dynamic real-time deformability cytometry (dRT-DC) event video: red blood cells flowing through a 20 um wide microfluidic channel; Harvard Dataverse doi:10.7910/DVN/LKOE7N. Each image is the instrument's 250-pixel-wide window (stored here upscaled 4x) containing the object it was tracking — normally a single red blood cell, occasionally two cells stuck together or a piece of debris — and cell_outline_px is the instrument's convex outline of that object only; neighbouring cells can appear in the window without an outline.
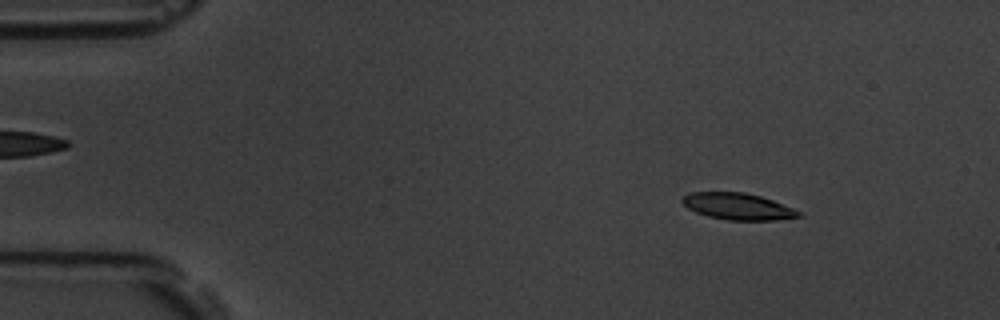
{"species": "common noctule bat (a hibernating species)", "species_latin": "Nyctalus noctula", "temperature_condition": "room temperature", "stored_images_in_passage": 57, "camera_frame_rate_fps": 3000, "um_per_image_px": 0.085, "animal": {"sex": "male", "body_mass_g": 19.5, "forearm_length_mm": 54.6}, "frame": {"image": 1, "passage_image": 7, "time_ms": 2.0, "image_size_px": [1000, 320], "cell_outline_px": [[804, 216], [776, 220], [728, 220], [708, 216], [696, 212], [688, 208], [680, 200], [684, 196], [692, 192], [744, 192], [760, 196], [772, 200], [792, 208], [800, 212]], "centroid_in_image_um": [62.72, 17.55], "position_along_channel_um": 22.3, "area_um2": 17.92}}
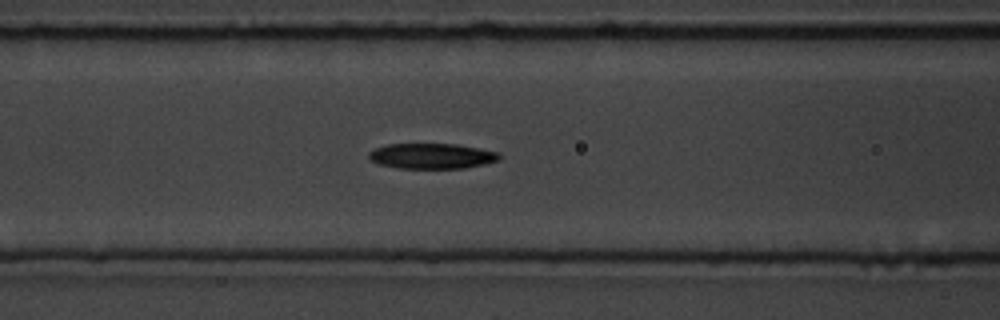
{"frame": {"image": 2, "passage_image": 23, "time_ms": 7.333, "image_size_px": [1000, 320], "cell_outline_px": [[500, 160], [484, 164], [464, 168], [400, 168], [380, 164], [372, 160], [368, 156], [368, 152], [376, 148], [388, 144], [456, 144], [496, 152], [500, 156]], "centroid_in_image_um": [36.69, 13.26], "position_along_channel_um": 129.9, "area_um2": 19.02}}
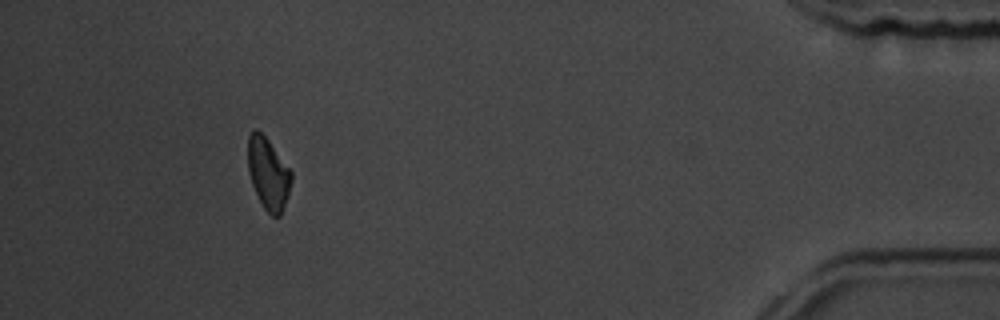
{"frame": {"image": 3, "passage_image": 52, "time_ms": 17.0, "image_size_px": [1000, 320], "cell_outline_px": [[292, 180], [288, 196], [280, 216], [272, 216], [264, 208], [252, 184], [248, 172], [248, 136], [256, 128], [268, 140], [292, 172]], "centroid_in_image_um": [22.8, 14.76], "position_along_channel_um": 412.4, "area_um2": 17.92}, "authors_computed_cell_mechanics": {"area_um2": 18.9584, "velocity_mm_per_s": 3.5639, "shape_relaxation_time_tau1_ms": 3.5157, "shape_relaxation_time_tau2_ms": null, "deformation_change_tau1": 0.1101, "deformation_change_tau2": null}}